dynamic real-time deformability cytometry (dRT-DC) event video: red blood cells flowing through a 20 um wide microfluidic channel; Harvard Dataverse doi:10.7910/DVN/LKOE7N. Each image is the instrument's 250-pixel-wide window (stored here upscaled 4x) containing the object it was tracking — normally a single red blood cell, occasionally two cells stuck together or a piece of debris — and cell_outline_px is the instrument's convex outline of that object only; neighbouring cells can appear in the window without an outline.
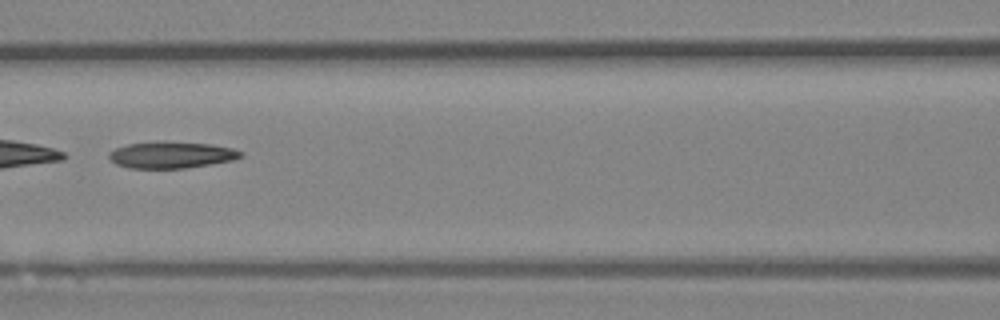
{"species": "Egyptian fruit bat (a non-hibernating species)", "species_latin": "Rousettus aegyptiacus", "temperature_condition": "room temperature", "stored_images_in_passage": 49, "camera_frame_rate_fps": 3000, "um_per_image_px": 0.085, "animal": {"sex": "female"}, "frame": {"image": 1, "passage_image": 22, "time_ms": 7.0, "image_size_px": [1000, 320], "cell_outline_px": [[244, 156], [232, 160], [184, 168], [128, 168], [116, 164], [108, 156], [108, 152], [116, 148], [128, 144], [164, 140], [212, 144], [232, 148], [244, 152]], "centroid_in_image_um": [14.57, 13.14], "position_along_channel_um": 152.0, "area_um2": 20.58}}
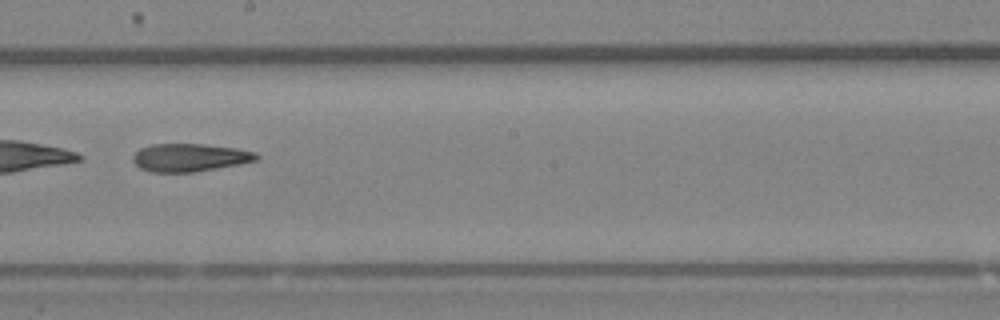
{"frame": {"image": 2, "passage_image": 28, "time_ms": 9.0, "image_size_px": [1000, 320], "cell_outline_px": [[260, 156], [256, 160], [240, 164], [192, 172], [152, 172], [140, 168], [132, 160], [132, 156], [140, 148], [152, 144], [204, 144], [236, 148], [256, 152]], "centroid_in_image_um": [16.12, 13.38], "position_along_channel_um": 232.1, "area_um2": 20.06}}